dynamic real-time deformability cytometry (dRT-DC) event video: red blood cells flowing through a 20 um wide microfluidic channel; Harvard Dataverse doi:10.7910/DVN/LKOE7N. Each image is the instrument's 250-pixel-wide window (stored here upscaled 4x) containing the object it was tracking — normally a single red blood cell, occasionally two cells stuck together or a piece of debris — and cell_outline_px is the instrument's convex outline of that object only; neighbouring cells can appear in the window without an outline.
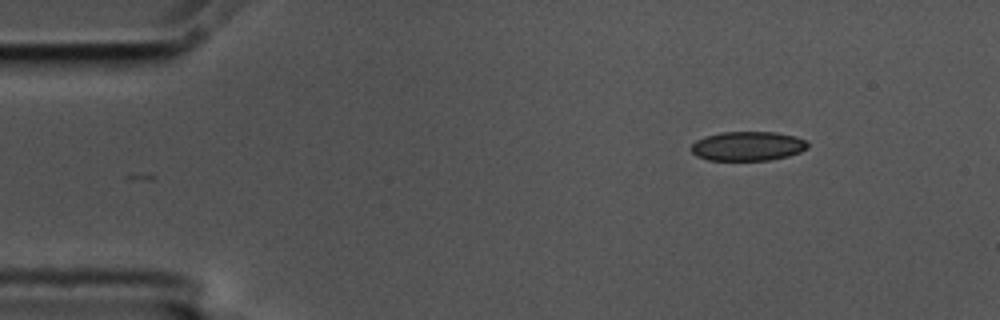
{"species": "common noctule bat (a hibernating species)", "species_latin": "Nyctalus noctula", "temperature_condition": "cold", "stored_images_in_passage": 9, "camera_frame_rate_fps": 3000, "um_per_image_px": 0.085, "animal": {"sex": "male", "body_mass_g": 17.5, "forearm_length_mm": 52.3}, "frame": {"image": 1, "passage_image": 1, "time_ms": 0.0, "image_size_px": [1000, 320], "cell_outline_px": [[808, 148], [800, 152], [788, 156], [768, 160], [708, 160], [696, 156], [688, 148], [696, 140], [704, 136], [720, 132], [776, 132], [796, 136], [808, 140]], "centroid_in_image_um": [63.55, 12.41], "position_along_channel_um": 21.5, "area_um2": 20.17}}
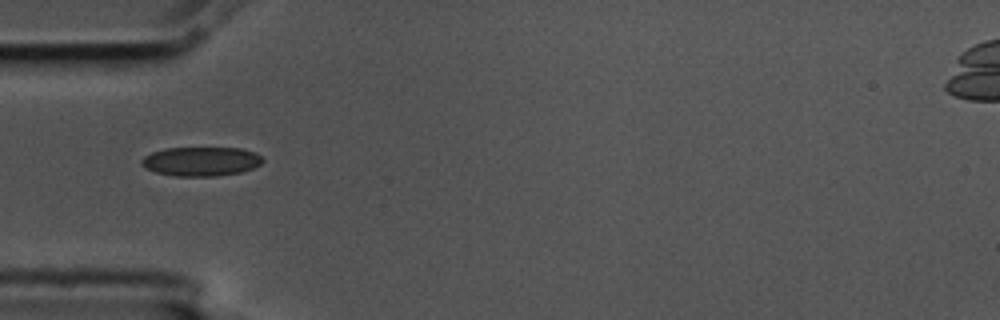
{"frame": {"image": 2, "passage_image": 4, "time_ms": 1.0, "image_size_px": [1000, 320], "cell_outline_px": [[264, 160], [260, 164], [252, 168], [240, 172], [216, 176], [176, 176], [156, 172], [144, 168], [140, 164], [140, 160], [144, 156], [152, 152], [164, 148], [244, 148], [256, 152]], "centroid_in_image_um": [17.07, 13.71], "position_along_channel_um": 67.9, "area_um2": 20.69}}
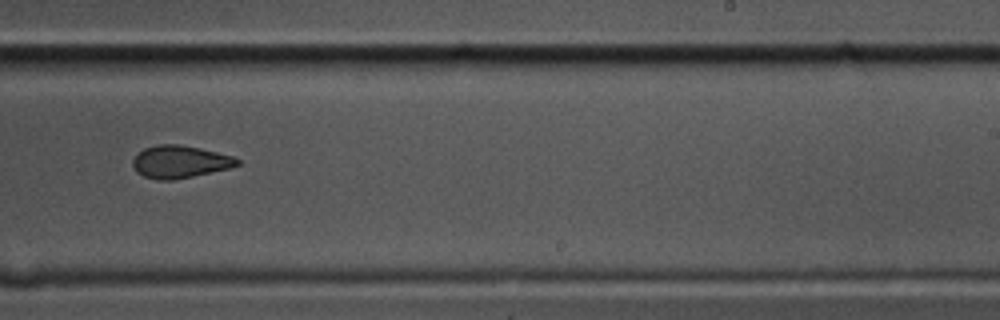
{"frame": {"image": 3, "passage_image": 9, "time_ms": 2.667, "image_size_px": [1000, 320], "cell_outline_px": [[240, 164], [228, 168], [192, 176], [172, 180], [160, 180], [144, 176], [136, 172], [132, 164], [132, 160], [136, 152], [144, 148], [160, 144], [176, 144], [200, 148], [232, 156], [240, 160]], "centroid_in_image_um": [15.24, 13.74], "position_along_channel_um": 273.8, "area_um2": 19.65}}